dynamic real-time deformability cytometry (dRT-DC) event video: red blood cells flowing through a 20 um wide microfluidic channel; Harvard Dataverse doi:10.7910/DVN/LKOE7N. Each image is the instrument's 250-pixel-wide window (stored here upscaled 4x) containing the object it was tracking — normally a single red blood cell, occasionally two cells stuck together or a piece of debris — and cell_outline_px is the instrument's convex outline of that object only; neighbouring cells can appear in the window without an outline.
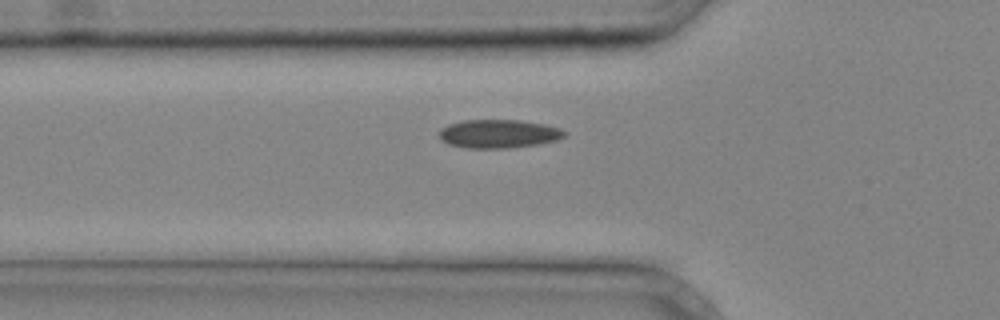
{"species": "common noctule bat (a hibernating species)", "species_latin": "Nyctalus noctula", "temperature_condition": "cold", "stored_images_in_passage": 27, "camera_frame_rate_fps": 3000, "um_per_image_px": 0.085, "animal": {"sex": "male", "body_mass_g": 20.4}, "frame": {"image": 1, "passage_image": 5, "time_ms": 1.333, "image_size_px": [1000, 320], "cell_outline_px": [[568, 132], [564, 136], [556, 140], [540, 144], [508, 148], [468, 148], [448, 144], [440, 136], [440, 128], [448, 124], [464, 120], [520, 120], [544, 124], [560, 128]], "centroid_in_image_um": [42.41, 11.37], "position_along_channel_um": 83.4, "area_um2": 20.81}}
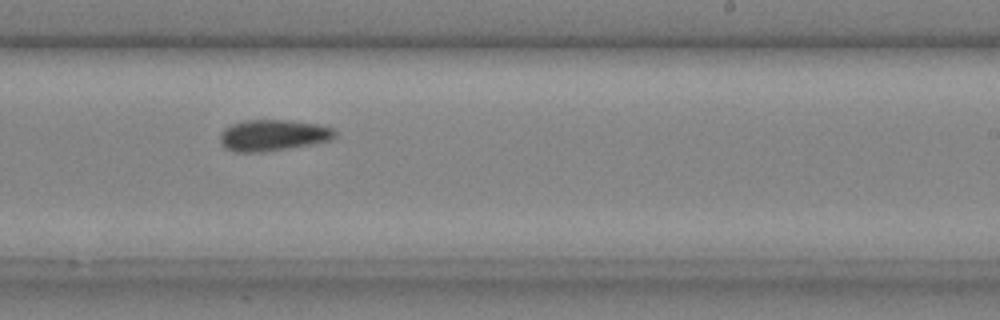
{"frame": {"image": 2, "passage_image": 16, "time_ms": 5.0, "image_size_px": [1000, 320], "cell_outline_px": [[336, 136], [332, 140], [316, 144], [264, 152], [232, 152], [224, 148], [220, 144], [220, 132], [224, 128], [232, 124], [244, 120], [288, 120], [316, 124], [332, 128], [336, 132]], "centroid_in_image_um": [23.19, 11.51], "position_along_channel_um": 265.8, "area_um2": 21.27}}